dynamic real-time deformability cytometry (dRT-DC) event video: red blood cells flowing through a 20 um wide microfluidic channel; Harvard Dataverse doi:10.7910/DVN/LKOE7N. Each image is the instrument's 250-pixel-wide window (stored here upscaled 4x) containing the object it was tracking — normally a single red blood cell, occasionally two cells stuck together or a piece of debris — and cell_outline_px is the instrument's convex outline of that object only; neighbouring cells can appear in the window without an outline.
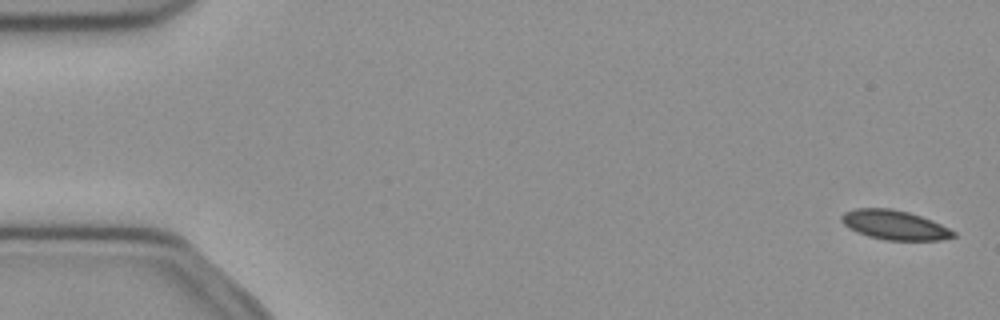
{"species": "common noctule bat (a hibernating species)", "species_latin": "Nyctalus noctula", "temperature_condition": "cold", "stored_images_in_passage": 53, "camera_frame_rate_fps": 3000, "um_per_image_px": 0.085, "animal": {"sex": "female", "body_mass_g": 21.9}, "frame": {"image": 1, "passage_image": 2, "time_ms": 0.333, "image_size_px": [1000, 320], "cell_outline_px": [[956, 236], [940, 240], [884, 240], [868, 236], [856, 232], [848, 228], [840, 220], [840, 216], [844, 212], [856, 208], [892, 208], [908, 212], [932, 220], [956, 232]], "centroid_in_image_um": [76.0, 19.12], "position_along_channel_um": 9.0, "area_um2": 19.25}}
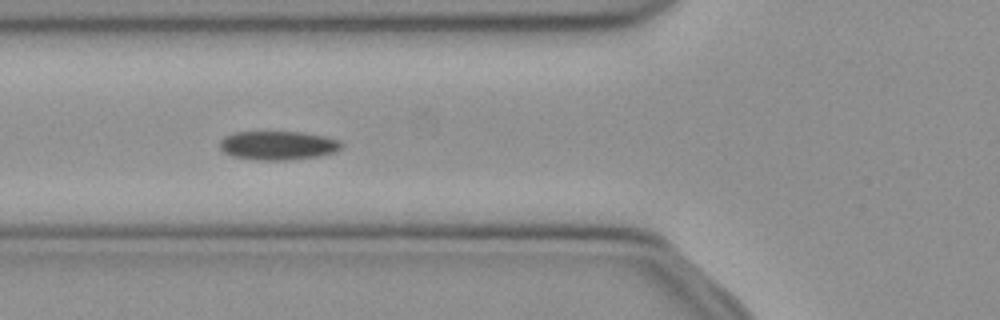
{"frame": {"image": 2, "passage_image": 20, "time_ms": 6.333, "image_size_px": [1000, 320], "cell_outline_px": [[344, 144], [336, 152], [320, 156], [288, 160], [260, 160], [232, 156], [224, 152], [220, 148], [220, 140], [224, 136], [236, 132], [304, 132], [324, 136], [340, 140]], "centroid_in_image_um": [23.66, 12.36], "position_along_channel_um": 102.1, "area_um2": 20.58}}
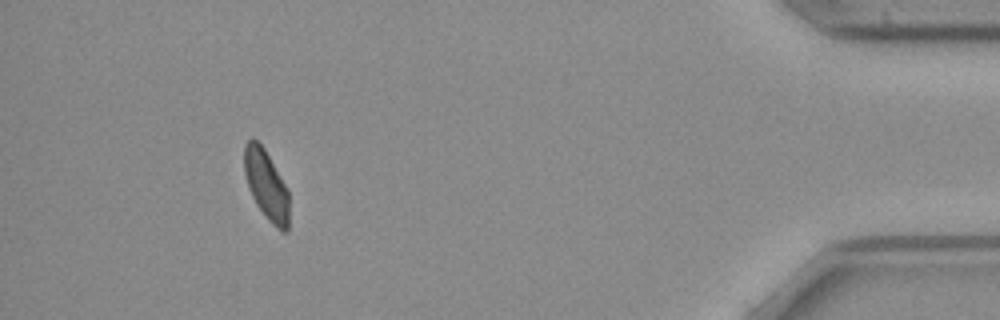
{"frame": {"image": 3, "passage_image": 49, "time_ms": 16.0, "image_size_px": [1000, 320], "cell_outline_px": [[288, 232], [284, 232], [276, 228], [268, 220], [256, 204], [248, 188], [244, 172], [244, 144], [252, 136], [264, 148], [288, 188]], "centroid_in_image_um": [22.62, 15.71], "position_along_channel_um": 412.6, "area_um2": 18.32}, "authors_computed_cell_mechanics": {"area_um2": 19.8254, "velocity_mm_per_s": 3.8858, "shape_relaxation_time_tau1_ms": 6.1509, "shape_relaxation_time_tau2_ms": 7.8219, "deformation_change_tau1": 0.0968, "deformation_change_tau2": 0.1286}}